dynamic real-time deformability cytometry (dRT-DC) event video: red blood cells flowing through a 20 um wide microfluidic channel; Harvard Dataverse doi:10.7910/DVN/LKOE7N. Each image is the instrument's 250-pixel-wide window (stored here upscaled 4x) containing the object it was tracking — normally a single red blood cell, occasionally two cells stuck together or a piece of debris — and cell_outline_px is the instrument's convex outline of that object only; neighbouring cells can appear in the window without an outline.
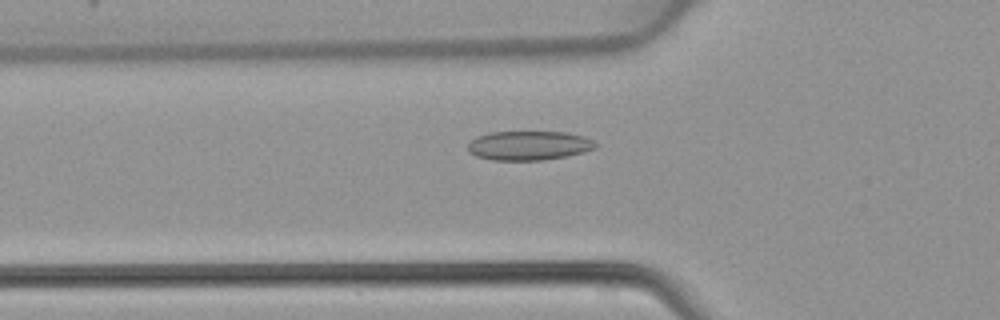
{"species": "common noctule bat (a hibernating species)", "species_latin": "Nyctalus noctula", "temperature_condition": "warm", "stored_images_in_passage": 32, "camera_frame_rate_fps": 3000, "um_per_image_px": 0.085, "animal": {"sex": "female", "body_mass_g": 22.7, "forearm_length_mm": 54.2}, "frame": {"image": 1, "passage_image": 16, "time_ms": 5.0, "image_size_px": [1000, 320], "cell_outline_px": [[596, 148], [584, 152], [568, 156], [540, 160], [492, 160], [476, 156], [468, 152], [468, 144], [476, 136], [492, 132], [568, 132], [584, 136], [592, 140], [596, 144]], "centroid_in_image_um": [44.95, 12.37], "position_along_channel_um": 80.8, "area_um2": 21.79}}
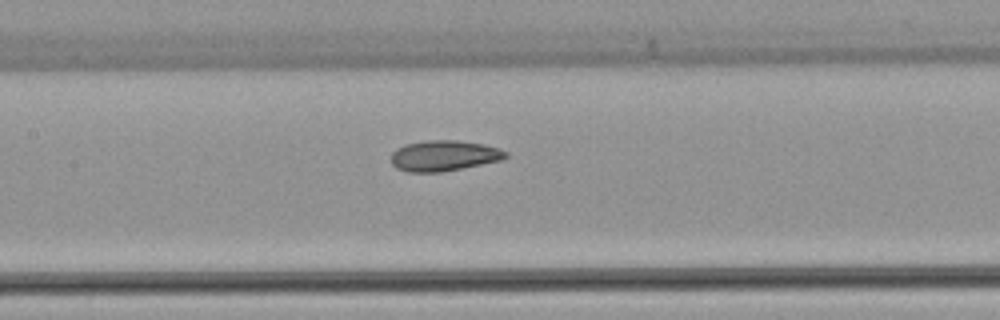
{"frame": {"image": 2, "passage_image": 22, "time_ms": 7.0, "image_size_px": [1000, 320], "cell_outline_px": [[508, 156], [500, 160], [440, 172], [408, 172], [396, 168], [392, 164], [392, 152], [396, 148], [408, 144], [428, 140], [456, 140], [484, 144], [500, 148], [508, 152]], "centroid_in_image_um": [37.74, 13.23], "position_along_channel_um": 169.7, "area_um2": 20.29}}
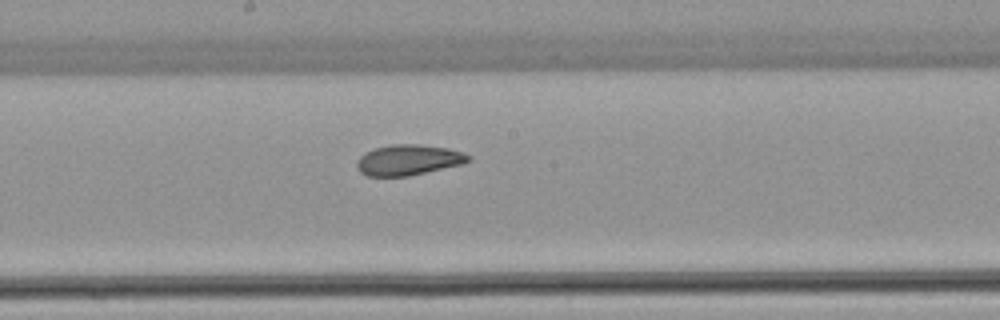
{"frame": {"image": 3, "passage_image": 25, "time_ms": 8.0, "image_size_px": [1000, 320], "cell_outline_px": [[472, 160], [464, 164], [408, 176], [368, 176], [360, 172], [356, 168], [356, 160], [364, 152], [376, 148], [392, 144], [420, 144], [448, 148], [464, 152], [472, 156]], "centroid_in_image_um": [34.74, 13.59], "position_along_channel_um": 213.5, "area_um2": 20.17}}